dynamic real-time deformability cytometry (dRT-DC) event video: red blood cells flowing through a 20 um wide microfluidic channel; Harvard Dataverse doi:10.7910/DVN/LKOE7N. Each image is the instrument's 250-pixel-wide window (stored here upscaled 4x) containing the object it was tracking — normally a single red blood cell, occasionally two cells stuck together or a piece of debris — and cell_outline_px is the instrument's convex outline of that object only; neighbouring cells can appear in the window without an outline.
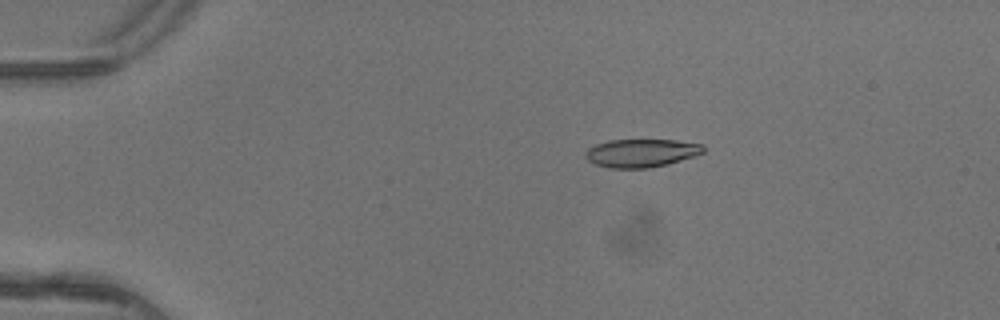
{"species": "common noctule bat (a hibernating species)", "species_latin": "Nyctalus noctula", "temperature_condition": "warm", "stored_images_in_passage": 5, "camera_frame_rate_fps": 3000, "um_per_image_px": 0.085, "animal": {"sex": "female"}, "frame": {"image": 1, "passage_image": 3, "time_ms": 0.667, "image_size_px": [1000, 320], "cell_outline_px": [[704, 152], [696, 156], [648, 168], [608, 168], [596, 164], [588, 160], [584, 156], [584, 152], [588, 148], [596, 144], [608, 140], [676, 140], [704, 144]], "centroid_in_image_um": [54.5, 13.0], "position_along_channel_um": 30.5, "area_um2": 19.36}}
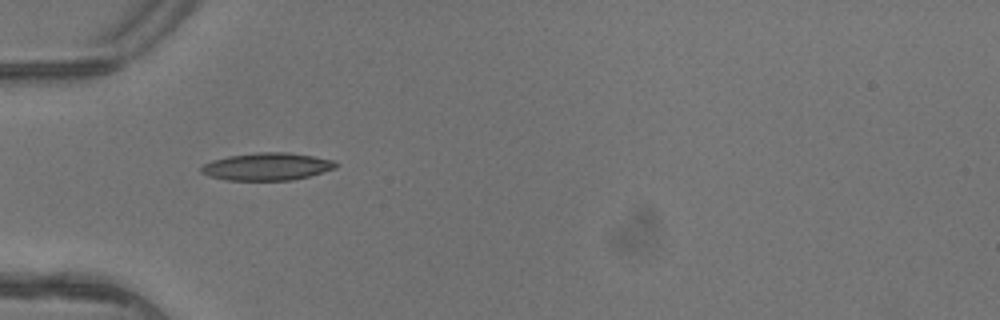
{"frame": {"image": 2, "passage_image": 5, "time_ms": 1.333, "image_size_px": [1000, 320], "cell_outline_px": [[340, 164], [336, 168], [308, 176], [292, 180], [228, 180], [208, 176], [200, 172], [200, 168], [204, 164], [212, 160], [228, 156], [260, 152], [288, 152], [336, 160]], "centroid_in_image_um": [22.72, 14.15], "position_along_channel_um": 62.3, "area_um2": 21.62}}